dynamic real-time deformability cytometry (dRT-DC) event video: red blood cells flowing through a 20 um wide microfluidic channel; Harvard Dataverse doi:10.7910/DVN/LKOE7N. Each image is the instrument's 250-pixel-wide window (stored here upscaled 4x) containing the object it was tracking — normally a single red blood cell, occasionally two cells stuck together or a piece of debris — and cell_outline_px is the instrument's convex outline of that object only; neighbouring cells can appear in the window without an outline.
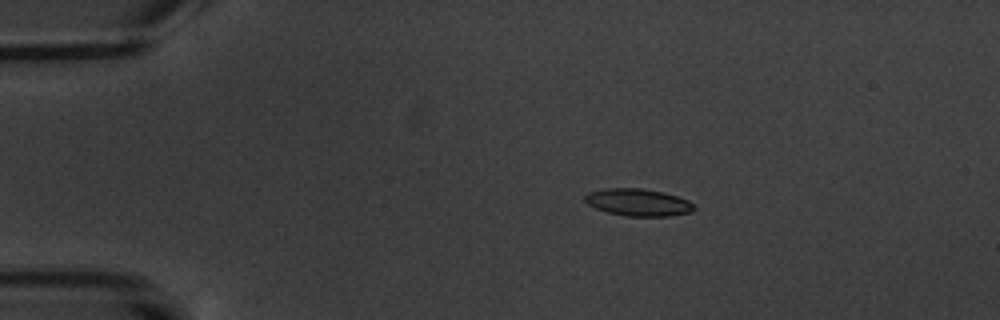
{"species": "common noctule bat (a hibernating species)", "species_latin": "Nyctalus noctula", "temperature_condition": "warm", "stored_images_in_passage": 6, "camera_frame_rate_fps": 3000, "um_per_image_px": 0.085, "animal": {"sex": "male", "body_mass_g": 20.1, "forearm_length_mm": 53.5}, "frame": {"image": 1, "passage_image": 3, "time_ms": 2.333, "image_size_px": [1000, 320], "cell_outline_px": [[696, 208], [692, 212], [668, 216], [628, 216], [608, 212], [596, 208], [588, 204], [584, 200], [584, 196], [588, 192], [604, 188], [640, 188], [664, 192], [688, 200], [696, 204]], "centroid_in_image_um": [54.26, 17.19], "position_along_channel_um": 30.7, "area_um2": 17.4}}